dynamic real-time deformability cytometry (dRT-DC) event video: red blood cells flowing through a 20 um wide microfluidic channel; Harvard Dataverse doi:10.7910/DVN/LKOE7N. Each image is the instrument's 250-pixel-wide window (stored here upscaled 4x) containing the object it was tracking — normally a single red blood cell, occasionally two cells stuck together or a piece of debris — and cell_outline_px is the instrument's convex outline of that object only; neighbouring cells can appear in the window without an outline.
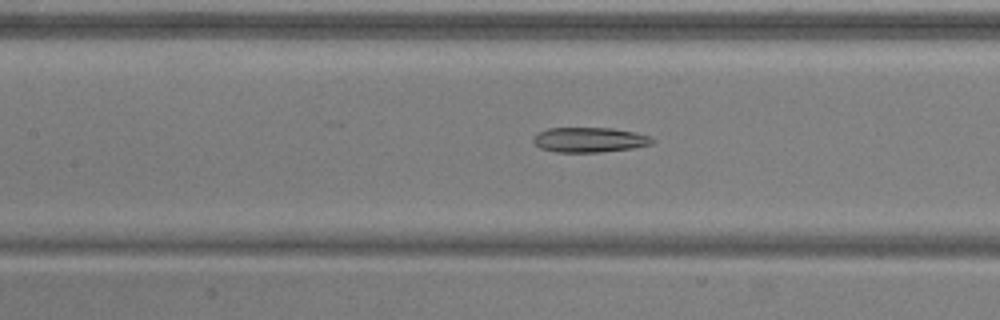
{"species": "common noctule bat (a hibernating species)", "species_latin": "Nyctalus noctula", "temperature_condition": "warm", "stored_images_in_passage": 51, "camera_frame_rate_fps": 3000, "um_per_image_px": 0.085, "animal": {"sex": "male", "body_mass_g": 20.5, "forearm_length_mm": 52.5}, "frame": {"image": 1, "passage_image": 22, "time_ms": 7.0, "image_size_px": [1000, 320], "cell_outline_px": [[656, 140], [652, 144], [632, 148], [600, 152], [556, 152], [540, 148], [532, 140], [532, 136], [548, 128], [612, 128], [636, 132], [648, 136]], "centroid_in_image_um": [50.1, 11.88], "position_along_channel_um": 157.3, "area_um2": 17.28}}
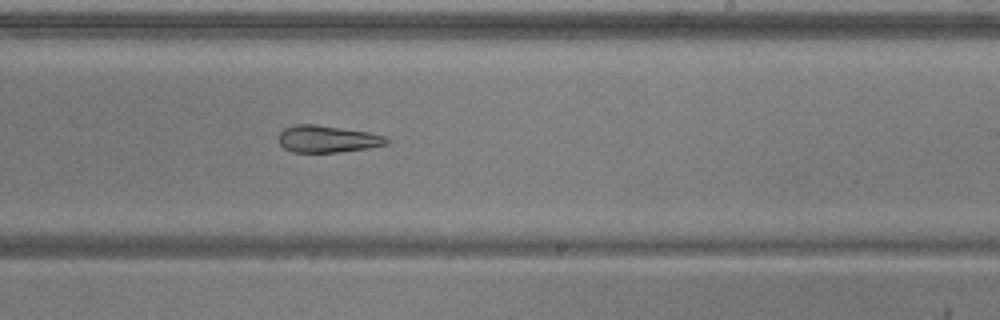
{"frame": {"image": 2, "passage_image": 30, "time_ms": 9.667, "image_size_px": [1000, 320], "cell_outline_px": [[388, 144], [368, 148], [336, 152], [292, 152], [284, 148], [280, 144], [280, 132], [284, 128], [296, 124], [316, 124], [368, 132], [384, 136], [388, 140]], "centroid_in_image_um": [27.82, 11.81], "position_along_channel_um": 261.2, "area_um2": 16.82}}
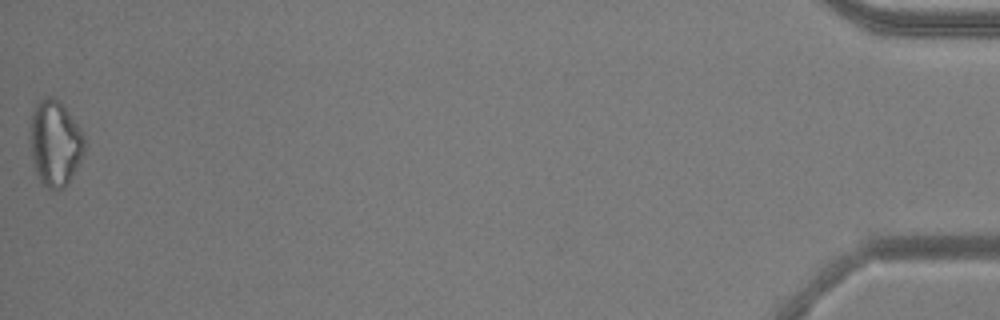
{"frame": {"image": 3, "passage_image": 51, "time_ms": 16.667, "image_size_px": [1000, 320], "cell_outline_px": [[84, 152], [68, 184], [64, 188], [48, 188], [40, 184], [36, 172], [28, 140], [32, 108], [44, 96], [48, 96], [56, 100], [68, 112], [84, 136]], "centroid_in_image_um": [4.63, 12.19], "position_along_channel_um": 430.6, "area_um2": 27.05}}